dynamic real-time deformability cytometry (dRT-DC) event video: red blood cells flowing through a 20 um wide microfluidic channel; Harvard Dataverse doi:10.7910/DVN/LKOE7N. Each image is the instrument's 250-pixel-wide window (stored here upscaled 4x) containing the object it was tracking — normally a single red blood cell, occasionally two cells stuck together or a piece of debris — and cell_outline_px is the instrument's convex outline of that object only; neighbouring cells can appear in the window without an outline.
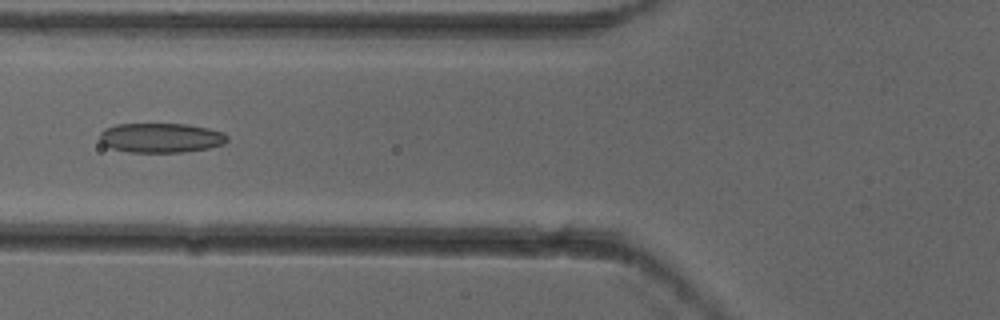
{"species": "common noctule bat (a hibernating species)", "species_latin": "Nyctalus noctula", "temperature_condition": "cold", "stored_images_in_passage": 6, "camera_frame_rate_fps": 3000, "um_per_image_px": 0.085, "animal": {"sex": "female"}, "frame": {"image": 1, "passage_image": 5, "time_ms": 1.333, "image_size_px": [1000, 320], "cell_outline_px": [[228, 140], [224, 144], [208, 148], [184, 152], [128, 152], [112, 148], [104, 144], [100, 140], [100, 132], [104, 128], [116, 124], [188, 124], [208, 128], [224, 132], [228, 136]], "centroid_in_image_um": [13.69, 11.71], "position_along_channel_um": 112.1, "area_um2": 22.08}}
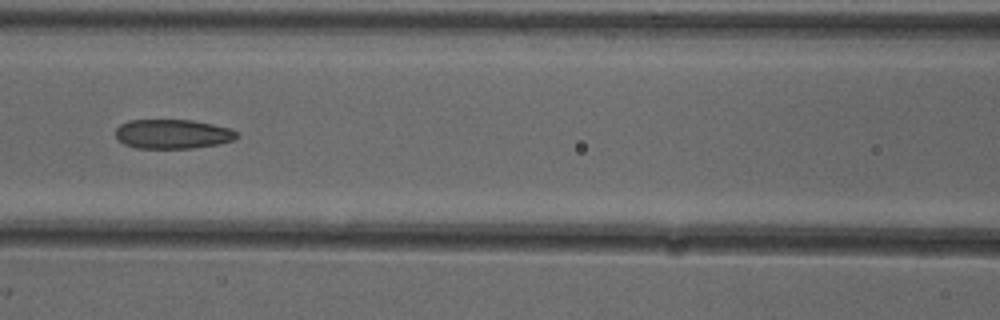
{"frame": {"image": 2, "passage_image": 6, "time_ms": 1.667, "image_size_px": [1000, 320], "cell_outline_px": [[240, 136], [232, 140], [220, 144], [192, 148], [136, 148], [124, 144], [116, 140], [116, 128], [120, 124], [128, 120], [192, 120], [232, 128]], "centroid_in_image_um": [14.67, 11.39], "position_along_channel_um": 151.9, "area_um2": 20.92}}